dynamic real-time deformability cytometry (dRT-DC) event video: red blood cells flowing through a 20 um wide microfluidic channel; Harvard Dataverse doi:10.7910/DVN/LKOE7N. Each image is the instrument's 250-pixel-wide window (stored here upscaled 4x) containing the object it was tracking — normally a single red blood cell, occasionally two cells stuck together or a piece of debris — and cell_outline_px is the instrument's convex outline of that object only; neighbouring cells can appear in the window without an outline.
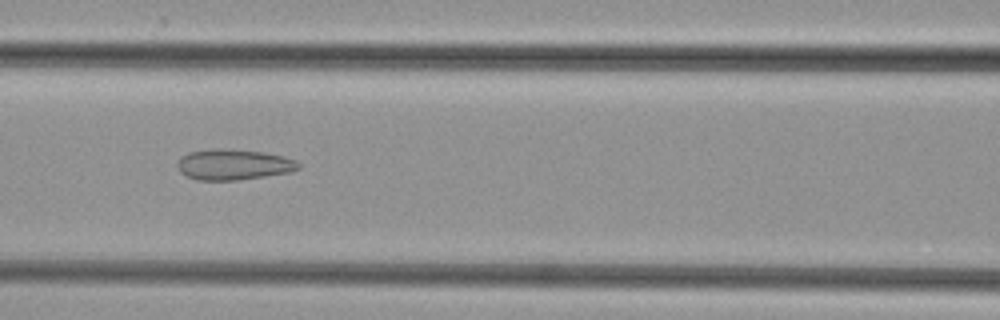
{"species": "common noctule bat (a hibernating species)", "species_latin": "Nyctalus noctula", "temperature_condition": "cold", "stored_images_in_passage": 41, "camera_frame_rate_fps": 3000, "um_per_image_px": 0.085, "animal": {"sex": "female", "body_mass_g": 29.2, "forearm_length_mm": 56.3}, "frame": {"image": 1, "passage_image": 14, "time_ms": 4.333, "image_size_px": [1000, 320], "cell_outline_px": [[300, 168], [292, 172], [236, 180], [196, 180], [180, 172], [176, 164], [180, 156], [188, 152], [216, 148], [224, 148], [260, 152], [284, 156], [296, 160], [300, 164]], "centroid_in_image_um": [19.83, 13.98], "position_along_channel_um": 146.8, "area_um2": 21.73}}
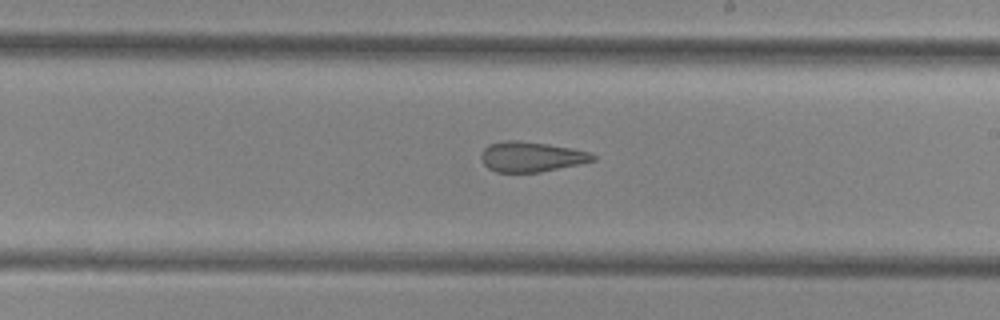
{"frame": {"image": 2, "passage_image": 21, "time_ms": 6.667, "image_size_px": [1000, 320], "cell_outline_px": [[596, 160], [540, 172], [496, 172], [488, 168], [484, 164], [480, 156], [484, 148], [488, 144], [504, 140], [516, 140], [548, 144], [572, 148], [588, 152], [596, 156]], "centroid_in_image_um": [45.12, 13.31], "position_along_channel_um": 243.9, "area_um2": 19.54}}
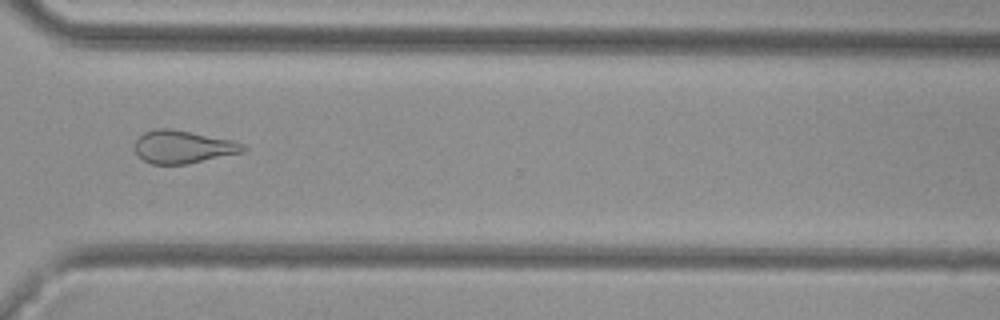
{"frame": {"image": 3, "passage_image": 29, "time_ms": 9.333, "image_size_px": [1000, 320], "cell_outline_px": [[248, 148], [244, 152], [188, 164], [152, 164], [136, 156], [136, 140], [144, 132], [156, 128], [172, 128], [232, 140], [244, 144]], "centroid_in_image_um": [15.57, 12.48], "position_along_channel_um": 355.0, "area_um2": 20.87}}